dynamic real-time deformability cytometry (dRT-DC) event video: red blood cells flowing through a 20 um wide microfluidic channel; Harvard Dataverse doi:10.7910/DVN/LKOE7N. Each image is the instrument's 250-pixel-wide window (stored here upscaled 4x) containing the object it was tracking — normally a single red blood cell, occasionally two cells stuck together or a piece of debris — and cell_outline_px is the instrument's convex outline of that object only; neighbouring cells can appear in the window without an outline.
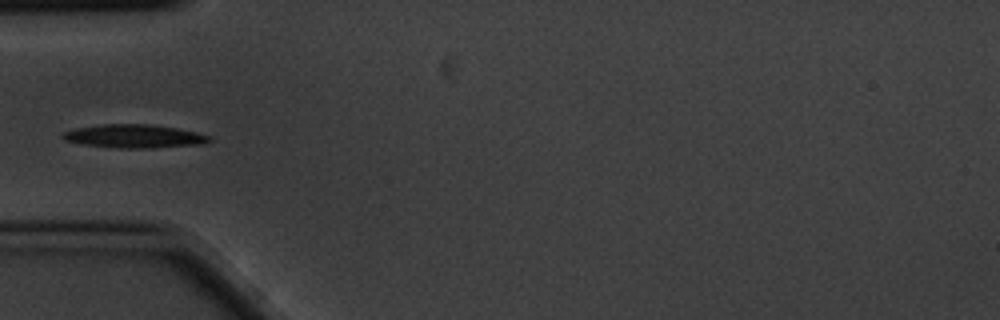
{"species": "common noctule bat (a hibernating species)", "species_latin": "Nyctalus noctula", "temperature_condition": "cold", "stored_images_in_passage": 4, "camera_frame_rate_fps": 3000, "um_per_image_px": 0.085, "animal": {"sex": "male", "body_mass_g": 20.1, "forearm_length_mm": 53.5}, "frame": {"image": 1, "passage_image": 4, "time_ms": 1.0, "image_size_px": [1000, 320], "cell_outline_px": [[212, 140], [208, 144], [152, 148], [116, 148], [80, 144], [64, 140], [60, 136], [64, 132], [76, 128], [104, 124], [152, 124], [176, 128], [196, 132], [212, 136]], "centroid_in_image_um": [11.46, 11.59], "position_along_channel_um": 73.5, "area_um2": 20.29}}